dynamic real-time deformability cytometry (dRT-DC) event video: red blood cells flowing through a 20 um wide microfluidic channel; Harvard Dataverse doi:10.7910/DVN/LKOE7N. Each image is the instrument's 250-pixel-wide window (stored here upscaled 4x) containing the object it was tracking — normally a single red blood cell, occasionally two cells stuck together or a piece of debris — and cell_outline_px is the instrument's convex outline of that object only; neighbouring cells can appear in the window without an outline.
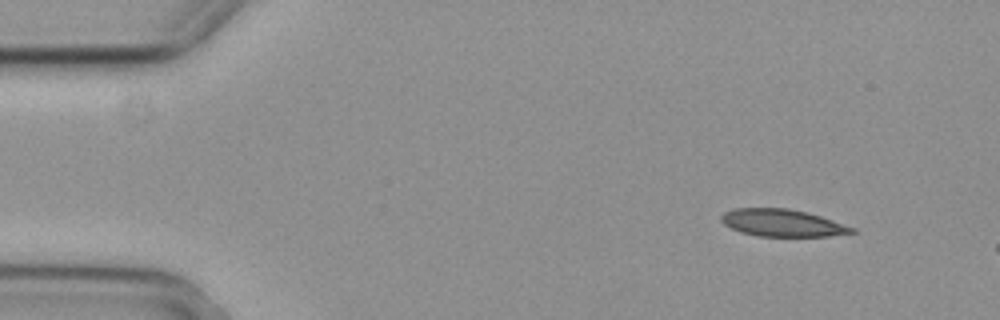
{"species": "common noctule bat (a hibernating species)", "species_latin": "Nyctalus noctula", "temperature_condition": "cold", "stored_images_in_passage": 4, "camera_frame_rate_fps": 3000, "um_per_image_px": 0.085, "animal": {"sex": "female", "body_mass_g": 29.2, "forearm_length_mm": 56.3}, "frame": {"image": 1, "passage_image": 2, "time_ms": 0.333, "image_size_px": [1000, 320], "cell_outline_px": [[856, 232], [828, 236], [756, 236], [740, 232], [724, 224], [720, 220], [720, 216], [724, 212], [736, 208], [788, 208], [808, 212], [856, 228]], "centroid_in_image_um": [66.48, 18.94], "position_along_channel_um": 18.5, "area_um2": 20.75}}